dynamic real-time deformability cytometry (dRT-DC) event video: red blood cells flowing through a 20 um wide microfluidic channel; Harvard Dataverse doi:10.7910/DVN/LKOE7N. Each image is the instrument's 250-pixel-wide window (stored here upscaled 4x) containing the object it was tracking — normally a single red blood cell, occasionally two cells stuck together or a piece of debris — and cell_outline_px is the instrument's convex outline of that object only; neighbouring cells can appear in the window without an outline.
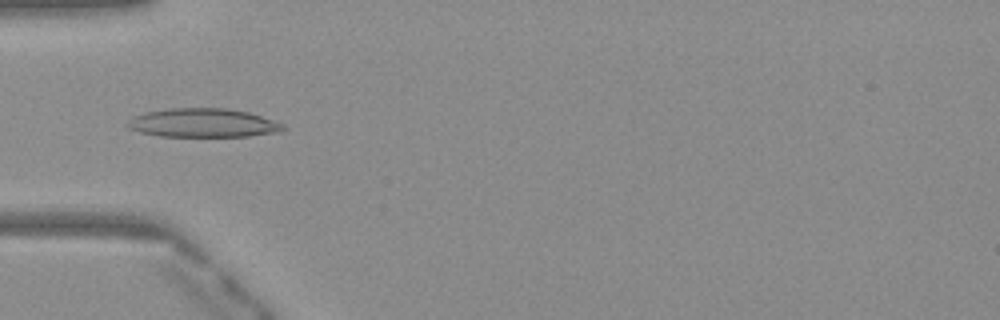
{"species": "Egyptian fruit bat (a non-hibernating species)", "species_latin": "Rousettus aegyptiacus", "temperature_condition": "warm", "stored_images_in_passage": 48, "camera_frame_rate_fps": 3000, "um_per_image_px": 0.085, "frame": {"image": 1, "passage_image": 15, "time_ms": 4.667, "image_size_px": [1000, 320], "cell_outline_px": [[288, 128], [280, 132], [248, 136], [160, 136], [140, 132], [128, 128], [124, 124], [132, 116], [144, 112], [168, 108], [228, 108], [248, 112], [284, 124]], "centroid_in_image_um": [17.23, 10.44], "position_along_channel_um": 67.8, "area_um2": 26.3}}
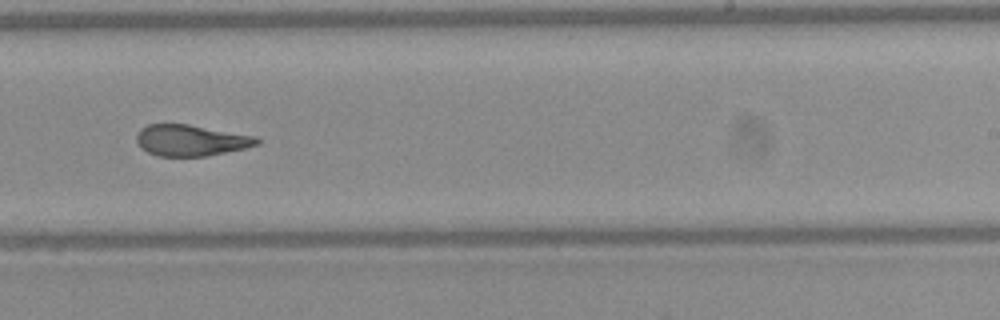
{"frame": {"image": 2, "passage_image": 30, "time_ms": 9.667, "image_size_px": [1000, 320], "cell_outline_px": [[260, 144], [244, 148], [208, 156], [156, 156], [148, 152], [136, 140], [136, 136], [140, 128], [148, 124], [188, 124], [256, 136], [260, 140]], "centroid_in_image_um": [16.24, 11.92], "position_along_channel_um": 272.8, "area_um2": 21.79}}
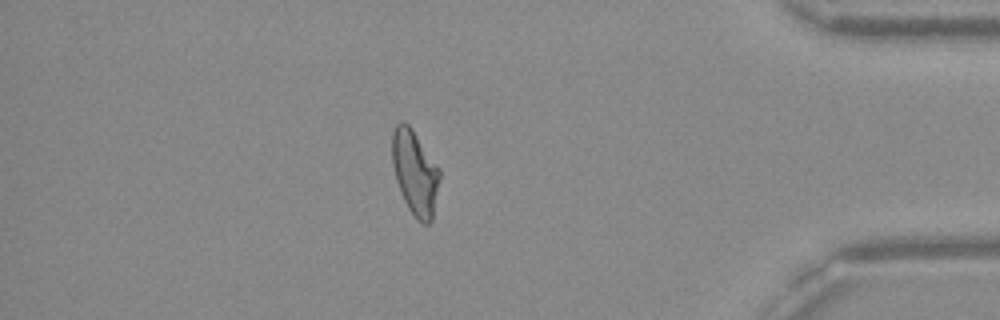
{"frame": {"image": 3, "passage_image": 42, "time_ms": 13.667, "image_size_px": [1000, 320], "cell_outline_px": [[440, 176], [432, 220], [428, 224], [424, 224], [416, 220], [408, 208], [404, 200], [396, 180], [392, 164], [392, 132], [396, 124], [400, 120], [404, 120], [412, 128], [440, 168]], "centroid_in_image_um": [35.26, 14.64], "position_along_channel_um": 399.9, "area_um2": 23.58}, "authors_computed_cell_mechanics": {"area_um2": 23.6402, "velocity_mm_per_s": 4.0967, "shape_relaxation_time_tau1_ms": null, "shape_relaxation_time_tau2_ms": 1.9216, "deformation_change_tau1": null, "deformation_change_tau2": 0.0937}}